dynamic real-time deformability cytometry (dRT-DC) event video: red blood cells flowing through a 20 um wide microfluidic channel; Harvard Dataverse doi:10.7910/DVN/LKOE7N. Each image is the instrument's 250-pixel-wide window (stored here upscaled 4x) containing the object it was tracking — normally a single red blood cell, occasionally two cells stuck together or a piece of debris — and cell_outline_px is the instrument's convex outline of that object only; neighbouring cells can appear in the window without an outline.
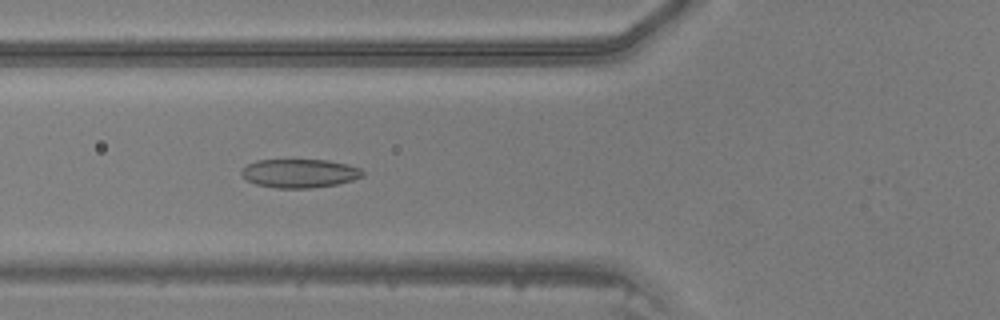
{"species": "common noctule bat (a hibernating species)", "species_latin": "Nyctalus noctula", "temperature_condition": "warm", "stored_images_in_passage": 47, "camera_frame_rate_fps": 3000, "um_per_image_px": 0.085, "animal": {"sex": "male", "body_mass_g": 20.5, "forearm_length_mm": 52.5}, "frame": {"image": 1, "passage_image": 18, "time_ms": 5.667, "image_size_px": [1000, 320], "cell_outline_px": [[364, 176], [352, 180], [336, 184], [312, 188], [276, 188], [256, 184], [248, 180], [240, 172], [248, 164], [256, 160], [328, 160], [348, 164], [360, 168], [364, 172]], "centroid_in_image_um": [25.5, 14.73], "position_along_channel_um": 100.3, "area_um2": 20.17}}
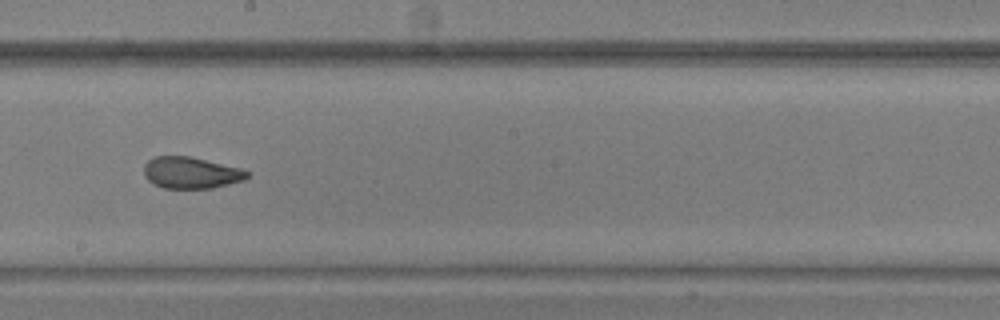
{"frame": {"image": 2, "passage_image": 27, "time_ms": 8.667, "image_size_px": [1000, 320], "cell_outline_px": [[248, 176], [244, 180], [212, 188], [164, 188], [152, 184], [144, 176], [144, 164], [148, 160], [156, 156], [188, 156], [240, 168], [248, 172]], "centroid_in_image_um": [16.19, 14.69], "position_along_channel_um": 232.0, "area_um2": 18.84}}
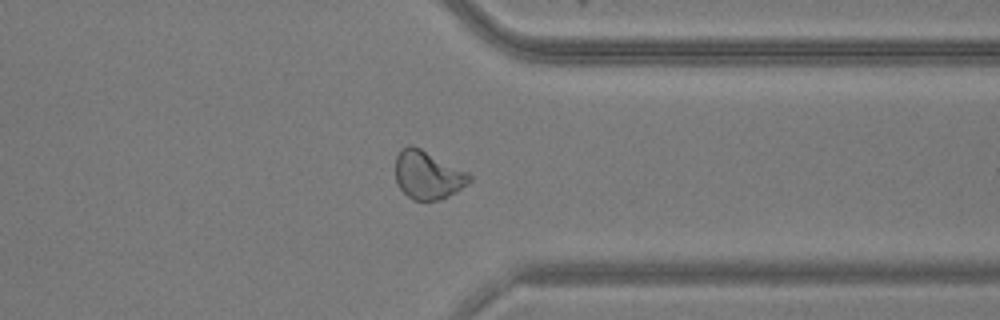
{"frame": {"image": 3, "passage_image": 37, "time_ms": 12.0, "image_size_px": [1000, 320], "cell_outline_px": [[472, 180], [456, 192], [440, 200], [412, 200], [400, 188], [396, 180], [396, 156], [400, 148], [408, 144], [412, 144], [468, 172], [472, 176]], "centroid_in_image_um": [36.35, 14.86], "position_along_channel_um": 375.0, "area_um2": 20.81}}